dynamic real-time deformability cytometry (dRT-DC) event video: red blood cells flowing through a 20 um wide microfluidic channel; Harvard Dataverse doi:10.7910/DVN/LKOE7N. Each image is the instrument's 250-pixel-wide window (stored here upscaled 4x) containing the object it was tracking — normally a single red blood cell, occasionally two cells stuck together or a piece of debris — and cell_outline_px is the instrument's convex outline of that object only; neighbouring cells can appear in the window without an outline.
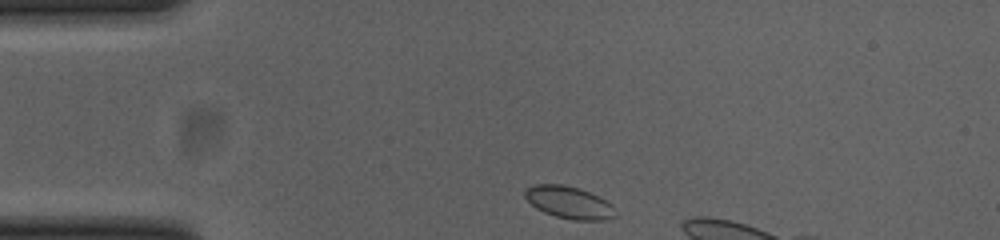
{"species": "common noctule bat (a hibernating species)", "species_latin": "Nyctalus noctula", "temperature_condition": "cold", "stored_images_in_passage": 9, "camera_frame_rate_fps": 3000, "um_per_image_px": 0.085, "animal": {"sex": "female", "body_mass_g": 23.0, "forearm_length_mm": 53.4}, "frame": {"image": 1, "passage_image": 1, "time_ms": 0.0, "image_size_px": [1000, 240], "cell_outline_px": [[616, 216], [604, 220], [572, 220], [556, 216], [544, 212], [536, 208], [524, 196], [524, 192], [528, 188], [536, 184], [560, 184], [576, 188], [588, 192], [612, 204]], "centroid_in_image_um": [48.36, 17.22], "position_along_channel_um": 36.6, "area_um2": 16.65}}
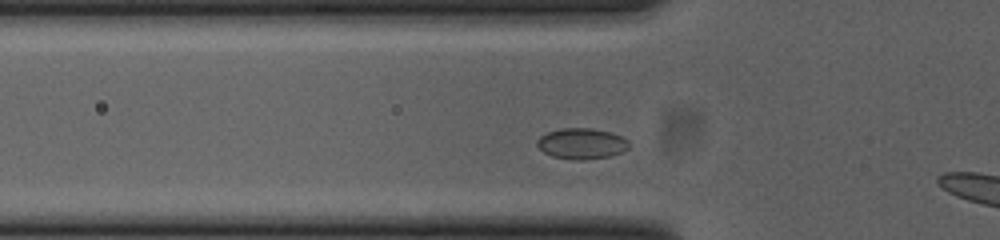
{"frame": {"image": 2, "passage_image": 7, "time_ms": 2.0, "image_size_px": [1000, 240], "cell_outline_px": [[628, 148], [620, 152], [608, 156], [580, 160], [572, 160], [552, 156], [544, 152], [536, 144], [536, 140], [540, 136], [548, 132], [560, 128], [592, 128], [608, 132], [620, 136], [628, 140]], "centroid_in_image_um": [49.39, 12.2], "position_along_channel_um": 76.4, "area_um2": 16.3}}